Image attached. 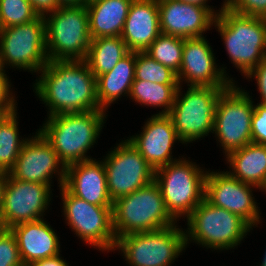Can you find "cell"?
<instances>
[{
  "instance_id": "6da1fadb",
  "label": "cell",
  "mask_w": 266,
  "mask_h": 266,
  "mask_svg": "<svg viewBox=\"0 0 266 266\" xmlns=\"http://www.w3.org/2000/svg\"><path fill=\"white\" fill-rule=\"evenodd\" d=\"M35 93L49 107V117L102 110L97 99L96 77L85 60L49 61L35 83Z\"/></svg>"
},
{
  "instance_id": "7a4b0ae2",
  "label": "cell",
  "mask_w": 266,
  "mask_h": 266,
  "mask_svg": "<svg viewBox=\"0 0 266 266\" xmlns=\"http://www.w3.org/2000/svg\"><path fill=\"white\" fill-rule=\"evenodd\" d=\"M104 110L63 113L48 117L39 130L51 144L65 167L82 161L93 160L86 152L100 135Z\"/></svg>"
},
{
  "instance_id": "3957f363",
  "label": "cell",
  "mask_w": 266,
  "mask_h": 266,
  "mask_svg": "<svg viewBox=\"0 0 266 266\" xmlns=\"http://www.w3.org/2000/svg\"><path fill=\"white\" fill-rule=\"evenodd\" d=\"M214 25L231 61L247 76L266 56V18L237 14L223 3Z\"/></svg>"
},
{
  "instance_id": "277c9868",
  "label": "cell",
  "mask_w": 266,
  "mask_h": 266,
  "mask_svg": "<svg viewBox=\"0 0 266 266\" xmlns=\"http://www.w3.org/2000/svg\"><path fill=\"white\" fill-rule=\"evenodd\" d=\"M112 216L116 239L131 233L175 225V220L166 210L161 189L155 181L115 200Z\"/></svg>"
},
{
  "instance_id": "5b68a950",
  "label": "cell",
  "mask_w": 266,
  "mask_h": 266,
  "mask_svg": "<svg viewBox=\"0 0 266 266\" xmlns=\"http://www.w3.org/2000/svg\"><path fill=\"white\" fill-rule=\"evenodd\" d=\"M44 15L49 61L85 60L91 37L86 5L60 6Z\"/></svg>"
},
{
  "instance_id": "8992f818",
  "label": "cell",
  "mask_w": 266,
  "mask_h": 266,
  "mask_svg": "<svg viewBox=\"0 0 266 266\" xmlns=\"http://www.w3.org/2000/svg\"><path fill=\"white\" fill-rule=\"evenodd\" d=\"M201 170L186 159L155 170L154 181L161 189L166 210L175 221L182 215L188 217L205 199L207 172Z\"/></svg>"
},
{
  "instance_id": "52a82bcc",
  "label": "cell",
  "mask_w": 266,
  "mask_h": 266,
  "mask_svg": "<svg viewBox=\"0 0 266 266\" xmlns=\"http://www.w3.org/2000/svg\"><path fill=\"white\" fill-rule=\"evenodd\" d=\"M187 222L186 245L192 238L197 244L216 250L237 246L252 228L239 215L213 206L206 199L191 212Z\"/></svg>"
},
{
  "instance_id": "ba28073f",
  "label": "cell",
  "mask_w": 266,
  "mask_h": 266,
  "mask_svg": "<svg viewBox=\"0 0 266 266\" xmlns=\"http://www.w3.org/2000/svg\"><path fill=\"white\" fill-rule=\"evenodd\" d=\"M180 87L168 115L180 141L188 143L213 131L217 102L226 88L190 86L180 98Z\"/></svg>"
},
{
  "instance_id": "9c48e42d",
  "label": "cell",
  "mask_w": 266,
  "mask_h": 266,
  "mask_svg": "<svg viewBox=\"0 0 266 266\" xmlns=\"http://www.w3.org/2000/svg\"><path fill=\"white\" fill-rule=\"evenodd\" d=\"M132 266H169L185 247V232L176 225L158 230L131 233L116 239Z\"/></svg>"
},
{
  "instance_id": "30bf717a",
  "label": "cell",
  "mask_w": 266,
  "mask_h": 266,
  "mask_svg": "<svg viewBox=\"0 0 266 266\" xmlns=\"http://www.w3.org/2000/svg\"><path fill=\"white\" fill-rule=\"evenodd\" d=\"M49 62L46 50L44 16L2 29L0 32V66L38 72Z\"/></svg>"
},
{
  "instance_id": "8fae6325",
  "label": "cell",
  "mask_w": 266,
  "mask_h": 266,
  "mask_svg": "<svg viewBox=\"0 0 266 266\" xmlns=\"http://www.w3.org/2000/svg\"><path fill=\"white\" fill-rule=\"evenodd\" d=\"M250 96L232 83L217 102L213 132L225 155L252 143L251 120L254 106Z\"/></svg>"
},
{
  "instance_id": "7c38bea8",
  "label": "cell",
  "mask_w": 266,
  "mask_h": 266,
  "mask_svg": "<svg viewBox=\"0 0 266 266\" xmlns=\"http://www.w3.org/2000/svg\"><path fill=\"white\" fill-rule=\"evenodd\" d=\"M63 209L68 225L82 240L98 249L113 250L116 235L113 228L112 206H97L60 187Z\"/></svg>"
},
{
  "instance_id": "4fadbf2b",
  "label": "cell",
  "mask_w": 266,
  "mask_h": 266,
  "mask_svg": "<svg viewBox=\"0 0 266 266\" xmlns=\"http://www.w3.org/2000/svg\"><path fill=\"white\" fill-rule=\"evenodd\" d=\"M103 161L107 190L113 202L154 181L155 170L128 139L118 144Z\"/></svg>"
},
{
  "instance_id": "5bb4252c",
  "label": "cell",
  "mask_w": 266,
  "mask_h": 266,
  "mask_svg": "<svg viewBox=\"0 0 266 266\" xmlns=\"http://www.w3.org/2000/svg\"><path fill=\"white\" fill-rule=\"evenodd\" d=\"M50 188L46 184L14 179L8 174L0 208L2 228L42 219L51 200Z\"/></svg>"
},
{
  "instance_id": "9a60e30c",
  "label": "cell",
  "mask_w": 266,
  "mask_h": 266,
  "mask_svg": "<svg viewBox=\"0 0 266 266\" xmlns=\"http://www.w3.org/2000/svg\"><path fill=\"white\" fill-rule=\"evenodd\" d=\"M253 185L243 183L226 172H208L205 179V199L213 206L239 215L251 227L260 222L257 203L252 197Z\"/></svg>"
},
{
  "instance_id": "2e32d148",
  "label": "cell",
  "mask_w": 266,
  "mask_h": 266,
  "mask_svg": "<svg viewBox=\"0 0 266 266\" xmlns=\"http://www.w3.org/2000/svg\"><path fill=\"white\" fill-rule=\"evenodd\" d=\"M36 134L34 138L26 139L15 165L8 174L14 179L42 183L51 187L50 178L59 172L58 180L61 187L65 181L66 167L44 136L39 131ZM60 164L61 169H58Z\"/></svg>"
},
{
  "instance_id": "e0dca14e",
  "label": "cell",
  "mask_w": 266,
  "mask_h": 266,
  "mask_svg": "<svg viewBox=\"0 0 266 266\" xmlns=\"http://www.w3.org/2000/svg\"><path fill=\"white\" fill-rule=\"evenodd\" d=\"M202 37L184 39L181 67L177 75L180 85L184 78L188 86L228 88L233 82L228 79L225 69L215 63L212 47Z\"/></svg>"
},
{
  "instance_id": "ac0fdd59",
  "label": "cell",
  "mask_w": 266,
  "mask_h": 266,
  "mask_svg": "<svg viewBox=\"0 0 266 266\" xmlns=\"http://www.w3.org/2000/svg\"><path fill=\"white\" fill-rule=\"evenodd\" d=\"M193 3L158 0L160 31L181 38L202 37L219 12Z\"/></svg>"
},
{
  "instance_id": "d6986e66",
  "label": "cell",
  "mask_w": 266,
  "mask_h": 266,
  "mask_svg": "<svg viewBox=\"0 0 266 266\" xmlns=\"http://www.w3.org/2000/svg\"><path fill=\"white\" fill-rule=\"evenodd\" d=\"M176 140L180 141V138L177 136L171 117L168 114H155L145 123L143 132L130 137L129 142L156 170L177 161L171 156Z\"/></svg>"
},
{
  "instance_id": "ffe728a7",
  "label": "cell",
  "mask_w": 266,
  "mask_h": 266,
  "mask_svg": "<svg viewBox=\"0 0 266 266\" xmlns=\"http://www.w3.org/2000/svg\"><path fill=\"white\" fill-rule=\"evenodd\" d=\"M63 186L74 196L97 206H113L103 161H82L66 167Z\"/></svg>"
},
{
  "instance_id": "44dd1931",
  "label": "cell",
  "mask_w": 266,
  "mask_h": 266,
  "mask_svg": "<svg viewBox=\"0 0 266 266\" xmlns=\"http://www.w3.org/2000/svg\"><path fill=\"white\" fill-rule=\"evenodd\" d=\"M161 34L158 0H133L121 38L131 52H144Z\"/></svg>"
},
{
  "instance_id": "7402d4cb",
  "label": "cell",
  "mask_w": 266,
  "mask_h": 266,
  "mask_svg": "<svg viewBox=\"0 0 266 266\" xmlns=\"http://www.w3.org/2000/svg\"><path fill=\"white\" fill-rule=\"evenodd\" d=\"M10 229L16 237L24 266L60 255L59 239L43 219L20 223Z\"/></svg>"
},
{
  "instance_id": "603a6c76",
  "label": "cell",
  "mask_w": 266,
  "mask_h": 266,
  "mask_svg": "<svg viewBox=\"0 0 266 266\" xmlns=\"http://www.w3.org/2000/svg\"><path fill=\"white\" fill-rule=\"evenodd\" d=\"M133 0H92L86 3L91 39L121 36Z\"/></svg>"
},
{
  "instance_id": "cb8c5ba5",
  "label": "cell",
  "mask_w": 266,
  "mask_h": 266,
  "mask_svg": "<svg viewBox=\"0 0 266 266\" xmlns=\"http://www.w3.org/2000/svg\"><path fill=\"white\" fill-rule=\"evenodd\" d=\"M226 156L233 171L230 175L261 190L266 188V145L250 143Z\"/></svg>"
},
{
  "instance_id": "d4e9b609",
  "label": "cell",
  "mask_w": 266,
  "mask_h": 266,
  "mask_svg": "<svg viewBox=\"0 0 266 266\" xmlns=\"http://www.w3.org/2000/svg\"><path fill=\"white\" fill-rule=\"evenodd\" d=\"M135 62L136 52L130 51L112 70L96 78L97 99L102 110L105 111L121 95H130L135 79Z\"/></svg>"
},
{
  "instance_id": "484cf974",
  "label": "cell",
  "mask_w": 266,
  "mask_h": 266,
  "mask_svg": "<svg viewBox=\"0 0 266 266\" xmlns=\"http://www.w3.org/2000/svg\"><path fill=\"white\" fill-rule=\"evenodd\" d=\"M129 52L121 36L94 38L91 39L85 61L97 78L112 70Z\"/></svg>"
},
{
  "instance_id": "4316f807",
  "label": "cell",
  "mask_w": 266,
  "mask_h": 266,
  "mask_svg": "<svg viewBox=\"0 0 266 266\" xmlns=\"http://www.w3.org/2000/svg\"><path fill=\"white\" fill-rule=\"evenodd\" d=\"M178 86L134 80L129 96L139 104L164 107L165 109L158 114H169L174 104Z\"/></svg>"
},
{
  "instance_id": "83f0119b",
  "label": "cell",
  "mask_w": 266,
  "mask_h": 266,
  "mask_svg": "<svg viewBox=\"0 0 266 266\" xmlns=\"http://www.w3.org/2000/svg\"><path fill=\"white\" fill-rule=\"evenodd\" d=\"M17 112H11L8 117L0 123V171L9 172L25 143L26 139L18 137Z\"/></svg>"
},
{
  "instance_id": "f1b7e54d",
  "label": "cell",
  "mask_w": 266,
  "mask_h": 266,
  "mask_svg": "<svg viewBox=\"0 0 266 266\" xmlns=\"http://www.w3.org/2000/svg\"><path fill=\"white\" fill-rule=\"evenodd\" d=\"M183 47L184 38L161 33L144 52L177 74L181 67Z\"/></svg>"
},
{
  "instance_id": "f546056e",
  "label": "cell",
  "mask_w": 266,
  "mask_h": 266,
  "mask_svg": "<svg viewBox=\"0 0 266 266\" xmlns=\"http://www.w3.org/2000/svg\"><path fill=\"white\" fill-rule=\"evenodd\" d=\"M163 85H179L177 75L145 52H136L135 79Z\"/></svg>"
},
{
  "instance_id": "4dcf8cb0",
  "label": "cell",
  "mask_w": 266,
  "mask_h": 266,
  "mask_svg": "<svg viewBox=\"0 0 266 266\" xmlns=\"http://www.w3.org/2000/svg\"><path fill=\"white\" fill-rule=\"evenodd\" d=\"M39 14L28 0H0V22L2 29L28 23Z\"/></svg>"
},
{
  "instance_id": "1f68e13d",
  "label": "cell",
  "mask_w": 266,
  "mask_h": 266,
  "mask_svg": "<svg viewBox=\"0 0 266 266\" xmlns=\"http://www.w3.org/2000/svg\"><path fill=\"white\" fill-rule=\"evenodd\" d=\"M0 266H24L16 237L11 229L0 230Z\"/></svg>"
},
{
  "instance_id": "d6a6232c",
  "label": "cell",
  "mask_w": 266,
  "mask_h": 266,
  "mask_svg": "<svg viewBox=\"0 0 266 266\" xmlns=\"http://www.w3.org/2000/svg\"><path fill=\"white\" fill-rule=\"evenodd\" d=\"M224 7L240 15L266 18V0H225Z\"/></svg>"
},
{
  "instance_id": "836d02e7",
  "label": "cell",
  "mask_w": 266,
  "mask_h": 266,
  "mask_svg": "<svg viewBox=\"0 0 266 266\" xmlns=\"http://www.w3.org/2000/svg\"><path fill=\"white\" fill-rule=\"evenodd\" d=\"M252 143L266 145V104L254 105V112L251 120Z\"/></svg>"
},
{
  "instance_id": "e575fe53",
  "label": "cell",
  "mask_w": 266,
  "mask_h": 266,
  "mask_svg": "<svg viewBox=\"0 0 266 266\" xmlns=\"http://www.w3.org/2000/svg\"><path fill=\"white\" fill-rule=\"evenodd\" d=\"M8 78L4 68L0 66V104L6 106L11 112L16 111L15 97L10 92Z\"/></svg>"
},
{
  "instance_id": "d590c367",
  "label": "cell",
  "mask_w": 266,
  "mask_h": 266,
  "mask_svg": "<svg viewBox=\"0 0 266 266\" xmlns=\"http://www.w3.org/2000/svg\"><path fill=\"white\" fill-rule=\"evenodd\" d=\"M256 77L258 91H260L261 103L266 104V56L265 58L253 69L247 77Z\"/></svg>"
},
{
  "instance_id": "8d00e7d4",
  "label": "cell",
  "mask_w": 266,
  "mask_h": 266,
  "mask_svg": "<svg viewBox=\"0 0 266 266\" xmlns=\"http://www.w3.org/2000/svg\"><path fill=\"white\" fill-rule=\"evenodd\" d=\"M33 9L41 16L47 15L48 12H53L57 10L60 5L57 0H28Z\"/></svg>"
},
{
  "instance_id": "74e56055",
  "label": "cell",
  "mask_w": 266,
  "mask_h": 266,
  "mask_svg": "<svg viewBox=\"0 0 266 266\" xmlns=\"http://www.w3.org/2000/svg\"><path fill=\"white\" fill-rule=\"evenodd\" d=\"M29 266H68L65 260L61 259L59 255L45 258L39 261L34 262Z\"/></svg>"
},
{
  "instance_id": "f35d334b",
  "label": "cell",
  "mask_w": 266,
  "mask_h": 266,
  "mask_svg": "<svg viewBox=\"0 0 266 266\" xmlns=\"http://www.w3.org/2000/svg\"><path fill=\"white\" fill-rule=\"evenodd\" d=\"M60 6H81L86 5L88 0H57Z\"/></svg>"
},
{
  "instance_id": "ab89813d",
  "label": "cell",
  "mask_w": 266,
  "mask_h": 266,
  "mask_svg": "<svg viewBox=\"0 0 266 266\" xmlns=\"http://www.w3.org/2000/svg\"><path fill=\"white\" fill-rule=\"evenodd\" d=\"M8 177V173L4 171H0V208L2 204V198H3V191L5 187V183Z\"/></svg>"
},
{
  "instance_id": "60d3db41",
  "label": "cell",
  "mask_w": 266,
  "mask_h": 266,
  "mask_svg": "<svg viewBox=\"0 0 266 266\" xmlns=\"http://www.w3.org/2000/svg\"><path fill=\"white\" fill-rule=\"evenodd\" d=\"M10 113L11 111L6 106L0 104V123L4 121Z\"/></svg>"
},
{
  "instance_id": "b9f144b4",
  "label": "cell",
  "mask_w": 266,
  "mask_h": 266,
  "mask_svg": "<svg viewBox=\"0 0 266 266\" xmlns=\"http://www.w3.org/2000/svg\"><path fill=\"white\" fill-rule=\"evenodd\" d=\"M175 1H181L185 3H193L197 5H201L203 7L209 8L210 6L206 4L207 0H175Z\"/></svg>"
},
{
  "instance_id": "7bdbcfd3",
  "label": "cell",
  "mask_w": 266,
  "mask_h": 266,
  "mask_svg": "<svg viewBox=\"0 0 266 266\" xmlns=\"http://www.w3.org/2000/svg\"><path fill=\"white\" fill-rule=\"evenodd\" d=\"M260 266H266V251H265L264 259H263L262 264Z\"/></svg>"
}]
</instances>
